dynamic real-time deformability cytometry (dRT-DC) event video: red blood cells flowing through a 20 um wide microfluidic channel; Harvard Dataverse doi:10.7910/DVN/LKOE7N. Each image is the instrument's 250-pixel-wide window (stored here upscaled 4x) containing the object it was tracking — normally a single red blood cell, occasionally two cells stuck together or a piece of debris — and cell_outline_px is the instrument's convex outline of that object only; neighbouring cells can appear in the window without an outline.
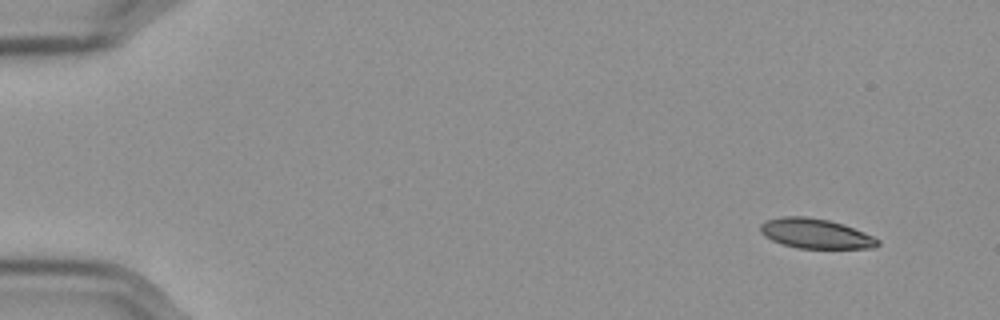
{"species": "Egyptian fruit bat (a non-hibernating species)", "species_latin": "Rousettus aegyptiacus", "temperature_condition": "cold", "stored_images_in_passage": 54, "camera_frame_rate_fps": 3000, "um_per_image_px": 0.085, "frame": {"image": 1, "passage_image": 1, "time_ms": 0.0, "image_size_px": [1000, 320], "cell_outline_px": [[880, 244], [876, 248], [796, 248], [780, 244], [764, 236], [760, 232], [760, 224], [764, 220], [784, 216], [808, 216], [828, 220], [864, 232], [880, 240]], "centroid_in_image_um": [69.28, 19.86], "position_along_channel_um": 15.7, "area_um2": 20.46}}
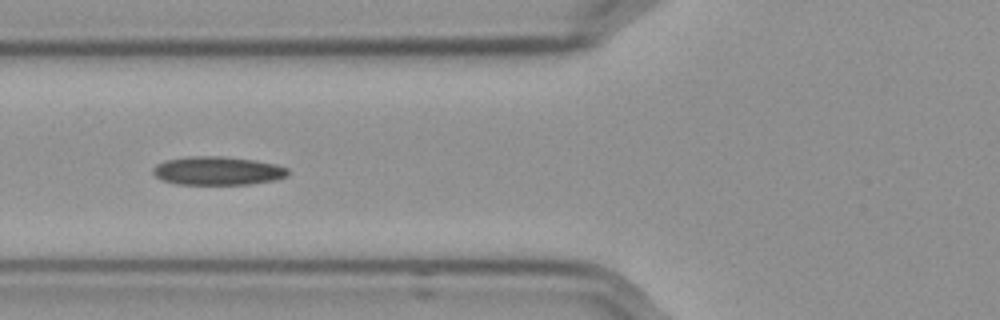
{"frame": {"image": 2, "passage_image": 19, "time_ms": 6.0, "image_size_px": [1000, 320], "cell_outline_px": [[288, 176], [276, 180], [248, 184], [176, 184], [160, 180], [152, 172], [152, 168], [156, 164], [164, 160], [188, 156], [224, 156], [256, 160], [276, 164], [288, 168]], "centroid_in_image_um": [18.48, 14.51], "position_along_channel_um": 107.3, "area_um2": 22.72}}
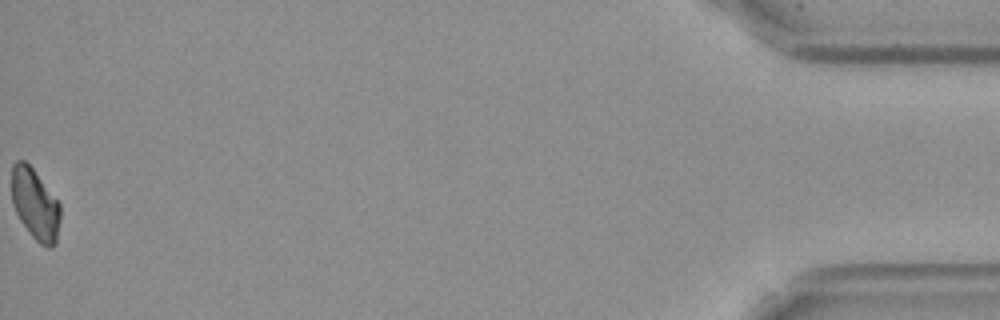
{"frame": {"image": 3, "passage_image": 54, "time_ms": 17.667, "image_size_px": [1000, 320], "cell_outline_px": [[60, 220], [56, 244], [48, 248], [40, 244], [28, 232], [20, 220], [12, 204], [12, 164], [16, 160], [24, 160], [32, 168], [60, 204]], "centroid_in_image_um": [2.98, 17.38], "position_along_channel_um": 432.2, "area_um2": 20.06}}